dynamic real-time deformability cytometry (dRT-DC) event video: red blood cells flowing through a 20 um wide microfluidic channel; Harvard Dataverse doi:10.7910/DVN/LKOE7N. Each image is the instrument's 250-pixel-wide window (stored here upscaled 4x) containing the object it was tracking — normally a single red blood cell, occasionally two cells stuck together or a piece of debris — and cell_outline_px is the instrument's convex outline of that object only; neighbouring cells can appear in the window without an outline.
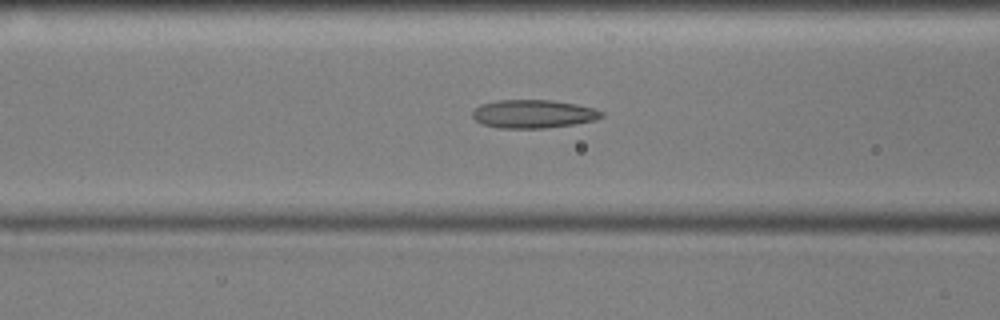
{"species": "common noctule bat (a hibernating species)", "species_latin": "Nyctalus noctula", "temperature_condition": "cold", "stored_images_in_passage": 48, "camera_frame_rate_fps": 3000, "um_per_image_px": 0.085, "animal": {"sex": "male", "body_mass_g": 17.9, "forearm_length_mm": 54.2}, "frame": {"image": 1, "passage_image": 14, "time_ms": 4.333, "image_size_px": [1000, 320], "cell_outline_px": [[604, 116], [596, 120], [572, 124], [544, 128], [500, 128], [484, 124], [476, 120], [472, 116], [472, 112], [480, 104], [496, 100], [552, 100], [576, 104], [596, 108], [604, 112]], "centroid_in_image_um": [45.36, 9.67], "position_along_channel_um": 121.2, "area_um2": 21.33}}
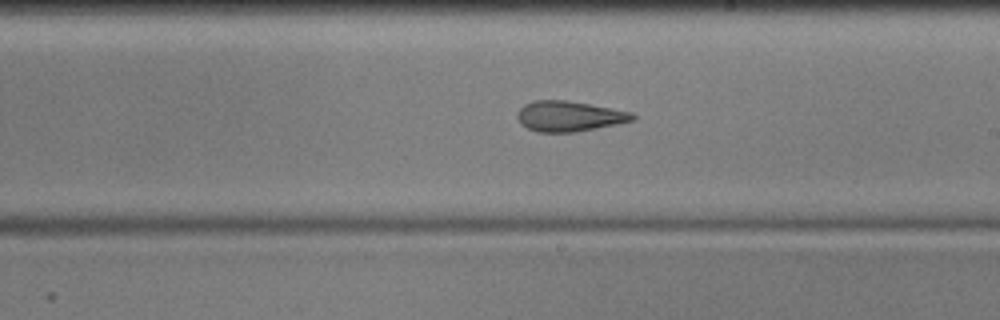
{"frame": {"image": 2, "passage_image": 24, "time_ms": 7.667, "image_size_px": [1000, 320], "cell_outline_px": [[636, 120], [576, 132], [536, 132], [520, 124], [516, 116], [520, 108], [524, 104], [532, 100], [568, 100], [612, 108], [632, 112], [636, 116]], "centroid_in_image_um": [48.37, 9.87], "position_along_channel_um": 240.6, "area_um2": 20.58}}
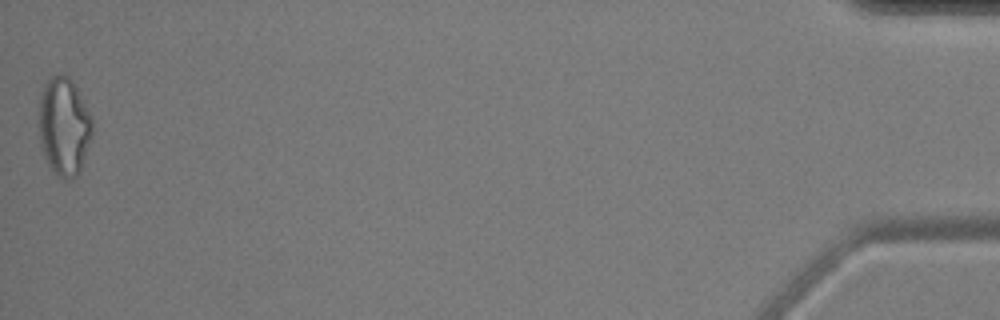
{"frame": {"image": 3, "passage_image": 48, "time_ms": 15.667, "image_size_px": [1000, 320], "cell_outline_px": [[92, 136], [80, 172], [76, 176], [56, 176], [48, 164], [44, 156], [40, 144], [40, 92], [48, 76], [60, 72], [68, 76], [72, 80], [92, 116]], "centroid_in_image_um": [5.44, 10.68], "position_along_channel_um": 429.8, "area_um2": 30.63}, "authors_computed_cell_mechanics": {"area_um2": 21.9351, "velocity_mm_per_s": 3.5776, "shape_relaxation_time_tau1_ms": null, "shape_relaxation_time_tau2_ms": 3.5778, "deformation_change_tau1": null, "deformation_change_tau2": 0.1348}}